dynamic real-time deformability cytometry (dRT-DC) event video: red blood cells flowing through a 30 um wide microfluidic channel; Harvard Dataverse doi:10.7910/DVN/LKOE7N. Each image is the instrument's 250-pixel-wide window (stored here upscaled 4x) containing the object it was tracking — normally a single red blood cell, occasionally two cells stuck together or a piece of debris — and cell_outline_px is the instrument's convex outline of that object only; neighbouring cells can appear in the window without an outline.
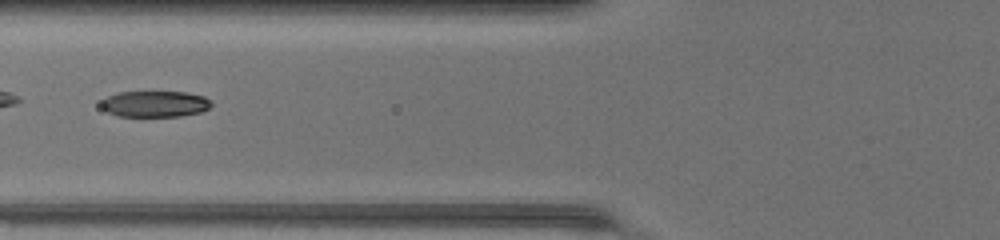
{"species": "common noctule bat (a hibernating species)", "species_latin": "Nyctalus noctula", "temperature_condition": "warm", "stored_images_in_passage": 32, "camera_frame_rate_fps": 3000, "um_per_image_px": 0.085, "animal": {"sex": "female", "body_mass_g": 17.0, "forearm_length_mm": 48.0}, "frame": {"image": 1, "passage_image": 5, "time_ms": 1.333, "image_size_px": [1000, 240], "cell_outline_px": [[212, 104], [208, 108], [200, 112], [180, 116], [116, 116], [108, 112], [100, 104], [100, 100], [108, 96], [120, 92], [188, 92], [204, 96]], "centroid_in_image_um": [13.15, 8.83], "position_along_channel_um": 112.7, "area_um2": 16.7}}
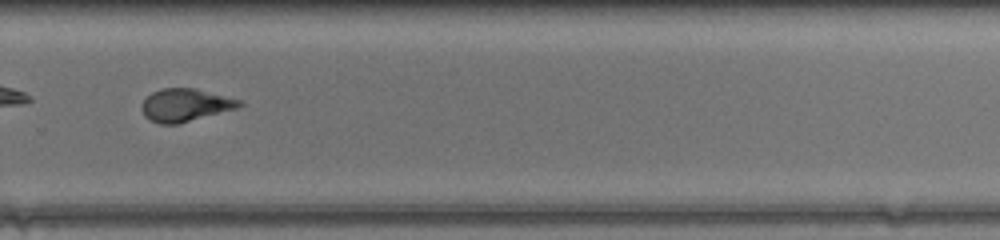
{"frame": {"image": 2, "passage_image": 19, "time_ms": 6.0, "image_size_px": [1000, 240], "cell_outline_px": [[244, 104], [236, 108], [180, 124], [160, 124], [144, 116], [140, 108], [140, 104], [152, 92], [160, 88], [196, 88], [240, 100]], "centroid_in_image_um": [15.71, 8.93], "position_along_channel_um": 314.1, "area_um2": 18.67}, "authors_computed_cell_mechanics": {"area_um2": 18.5538, "velocity_mm_per_s": 4.3188, "shape_relaxation_time_tau1_ms": 1.8792, "shape_relaxation_time_tau2_ms": 2.5307, "deformation_change_tau1": 0.1218, "deformation_change_tau2": 0.0992}}